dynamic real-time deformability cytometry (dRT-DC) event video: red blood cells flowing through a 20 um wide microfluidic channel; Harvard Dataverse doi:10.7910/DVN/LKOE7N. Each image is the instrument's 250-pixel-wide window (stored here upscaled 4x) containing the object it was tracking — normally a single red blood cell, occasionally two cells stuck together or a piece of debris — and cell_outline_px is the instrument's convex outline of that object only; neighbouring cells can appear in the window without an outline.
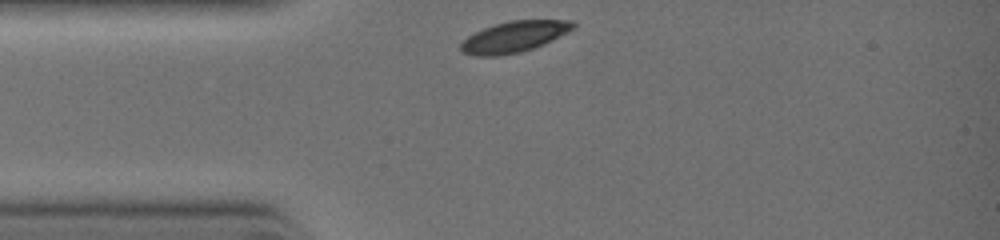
{"species": "common noctule bat (a hibernating species)", "species_latin": "Nyctalus noctula", "temperature_condition": "warm", "stored_images_in_passage": 21, "camera_frame_rate_fps": 3000, "um_per_image_px": 0.085, "animal": {"sex": "female", "body_mass_g": 19.0, "forearm_length_mm": 51.5}, "frame": {"image": 1, "passage_image": 1, "time_ms": 0.0, "image_size_px": [1000, 240], "cell_outline_px": [[576, 24], [572, 28], [532, 48], [520, 52], [500, 56], [476, 56], [460, 52], [460, 44], [468, 36], [484, 28], [496, 24], [512, 20], [572, 20]], "centroid_in_image_um": [43.61, 3.13], "position_along_channel_um": 41.4, "area_um2": 19.71}}
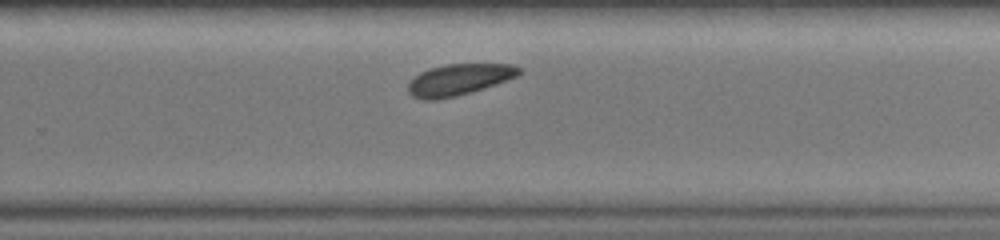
{"frame": {"image": 2, "passage_image": 15, "time_ms": 4.667, "image_size_px": [1000, 240], "cell_outline_px": [[524, 68], [516, 76], [456, 96], [432, 100], [428, 100], [412, 96], [408, 92], [408, 84], [420, 72], [428, 68], [444, 64], [512, 64]], "centroid_in_image_um": [38.97, 6.74], "position_along_channel_um": 290.8, "area_um2": 19.77}}
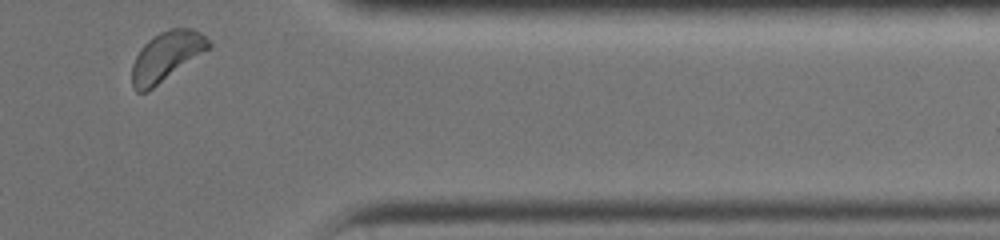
{"frame": {"image": 3, "passage_image": 21, "time_ms": 6.667, "image_size_px": [1000, 240], "cell_outline_px": [[212, 48], [148, 92], [136, 92], [132, 88], [132, 64], [136, 56], [144, 44], [152, 36], [168, 28], [192, 28], [200, 32], [212, 44]], "centroid_in_image_um": [14.16, 4.8], "position_along_channel_um": 397.2, "area_um2": 22.43}}